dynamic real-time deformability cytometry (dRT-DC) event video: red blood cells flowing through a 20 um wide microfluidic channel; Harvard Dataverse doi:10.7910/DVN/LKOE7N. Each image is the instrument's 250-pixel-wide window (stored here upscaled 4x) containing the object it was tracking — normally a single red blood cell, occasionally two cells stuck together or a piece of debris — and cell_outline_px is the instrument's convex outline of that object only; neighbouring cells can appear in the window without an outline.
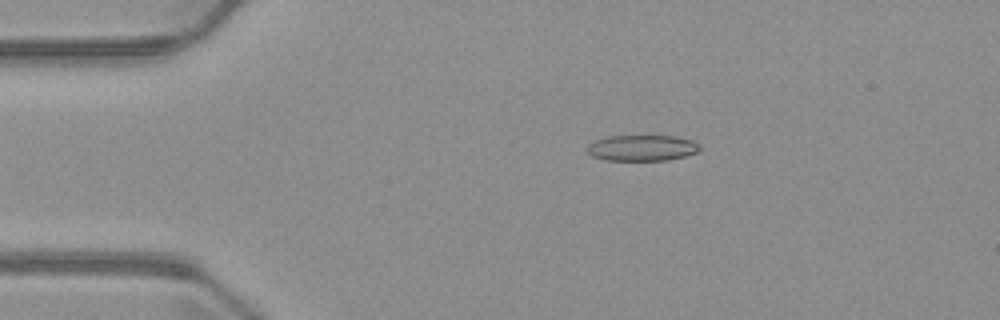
{"species": "common noctule bat (a hibernating species)", "species_latin": "Nyctalus noctula", "temperature_condition": "warm", "stored_images_in_passage": 5, "camera_frame_rate_fps": 3000, "um_per_image_px": 0.085, "animal": {"sex": "male", "body_mass_g": 23.1, "forearm_length_mm": 52.7}, "frame": {"image": 1, "passage_image": 3, "time_ms": 2.333, "image_size_px": [1000, 320], "cell_outline_px": [[704, 148], [696, 152], [684, 156], [668, 160], [604, 160], [592, 156], [588, 152], [588, 144], [596, 140], [608, 136], [676, 136], [692, 140], [700, 144]], "centroid_in_image_um": [54.61, 12.57], "position_along_channel_um": 30.4, "area_um2": 17.05}}
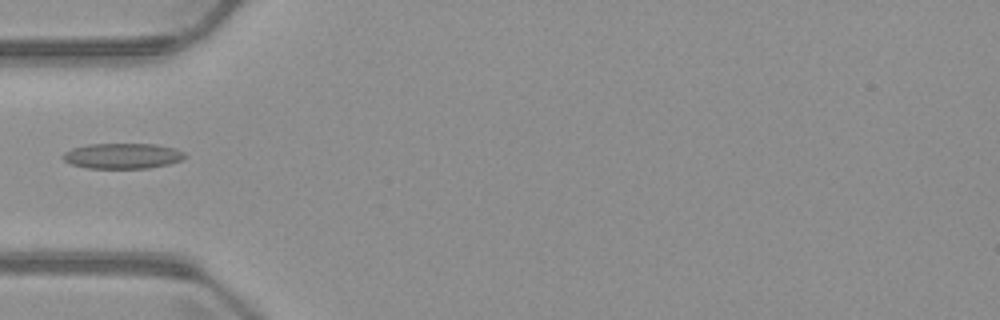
{"frame": {"image": 2, "passage_image": 5, "time_ms": 4.667, "image_size_px": [1000, 320], "cell_outline_px": [[188, 156], [180, 160], [168, 164], [148, 168], [88, 168], [72, 164], [64, 160], [60, 156], [64, 152], [72, 148], [88, 144], [156, 144], [172, 148], [184, 152]], "centroid_in_image_um": [10.39, 13.25], "position_along_channel_um": 74.6, "area_um2": 18.03}}